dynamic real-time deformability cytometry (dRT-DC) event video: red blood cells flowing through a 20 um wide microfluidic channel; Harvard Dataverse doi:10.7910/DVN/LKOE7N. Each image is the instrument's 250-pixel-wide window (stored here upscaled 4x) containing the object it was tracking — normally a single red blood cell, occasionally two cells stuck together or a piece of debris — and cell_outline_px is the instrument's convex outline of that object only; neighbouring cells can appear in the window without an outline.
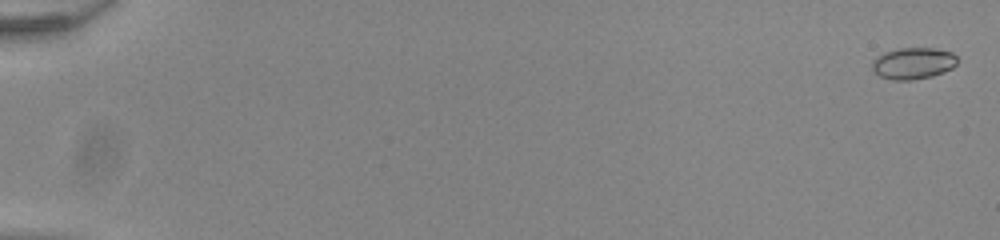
{"species": "common noctule bat (a hibernating species)", "species_latin": "Nyctalus noctula", "temperature_condition": "room temperature", "stored_images_in_passage": 10, "camera_frame_rate_fps": 3000, "um_per_image_px": 0.085, "animal": {"sex": "male", "body_mass_g": 20.0, "forearm_length_mm": 53.3}, "frame": {"image": 1, "passage_image": 2, "time_ms": 0.333, "image_size_px": [1000, 240], "cell_outline_px": [[956, 64], [952, 68], [944, 72], [932, 76], [912, 80], [892, 80], [880, 76], [872, 68], [872, 60], [884, 52], [900, 48], [932, 48], [952, 52], [956, 56]], "centroid_in_image_um": [77.62, 5.38], "position_along_channel_um": 7.4, "area_um2": 15.61}}